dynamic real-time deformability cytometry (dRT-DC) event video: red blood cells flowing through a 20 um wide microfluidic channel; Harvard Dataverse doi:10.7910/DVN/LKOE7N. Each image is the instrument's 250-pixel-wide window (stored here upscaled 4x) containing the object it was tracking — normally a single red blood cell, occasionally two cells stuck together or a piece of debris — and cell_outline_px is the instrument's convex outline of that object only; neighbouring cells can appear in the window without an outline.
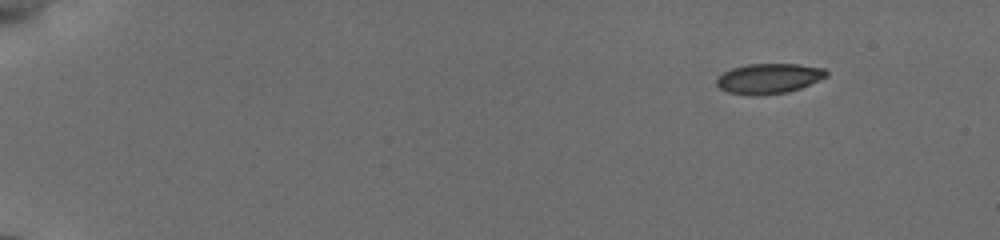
{"species": "common noctule bat (a hibernating species)", "species_latin": "Nyctalus noctula", "temperature_condition": "cold", "stored_images_in_passage": 53, "camera_frame_rate_fps": 3000, "um_per_image_px": 0.085, "animal": {"sex": "female", "body_mass_g": 19.5, "forearm_length_mm": 54.1}, "frame": {"image": 1, "passage_image": 1, "time_ms": 0.0, "image_size_px": [1000, 240], "cell_outline_px": [[828, 76], [800, 88], [784, 92], [728, 92], [720, 88], [716, 84], [716, 76], [732, 68], [748, 64], [800, 64], [824, 68], [828, 72]], "centroid_in_image_um": [65.38, 6.61], "position_along_channel_um": 19.6, "area_um2": 18.44}}
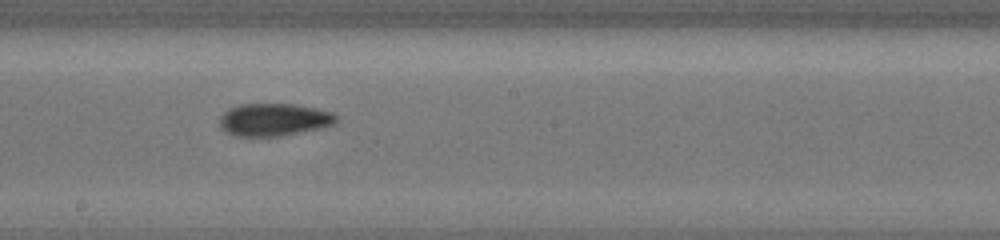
{"frame": {"image": 2, "passage_image": 23, "time_ms": 9.0, "image_size_px": [1000, 240], "cell_outline_px": [[336, 120], [332, 124], [316, 128], [280, 136], [236, 136], [224, 132], [220, 124], [220, 116], [228, 108], [240, 104], [292, 104], [316, 108], [332, 112], [336, 116]], "centroid_in_image_um": [23.21, 10.16], "position_along_channel_um": 225.0, "area_um2": 21.85}}
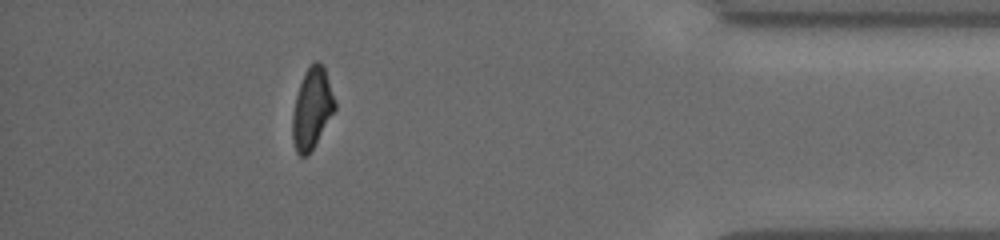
{"frame": {"image": 3, "passage_image": 46, "time_ms": 14.667, "image_size_px": [1000, 240], "cell_outline_px": [[336, 108], [312, 148], [304, 156], [300, 156], [296, 152], [292, 136], [292, 116], [296, 96], [304, 72], [316, 60], [320, 60], [324, 64], [336, 100]], "centroid_in_image_um": [26.53, 9.14], "position_along_channel_um": 408.7, "area_um2": 19.83}, "authors_computed_cell_mechanics": {"area_um2": 20.4612, "velocity_mm_per_s": 3.8413, "shape_relaxation_time_tau1_ms": 2.3664, "shape_relaxation_time_tau2_ms": 2.3386, "deformation_change_tau1": 0.1147, "deformation_change_tau2": 0.0783}}